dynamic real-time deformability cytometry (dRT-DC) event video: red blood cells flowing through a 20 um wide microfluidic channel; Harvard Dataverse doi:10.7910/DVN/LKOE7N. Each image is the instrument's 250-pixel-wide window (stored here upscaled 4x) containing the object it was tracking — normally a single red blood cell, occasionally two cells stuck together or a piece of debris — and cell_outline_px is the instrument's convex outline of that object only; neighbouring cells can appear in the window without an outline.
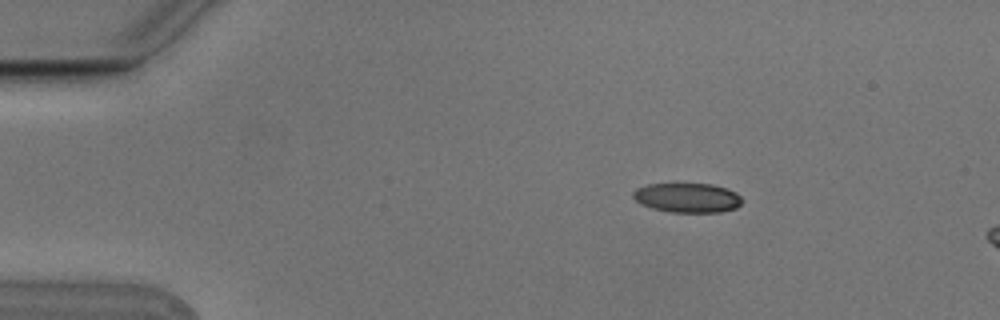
{"species": "Egyptian fruit bat (a non-hibernating species)", "species_latin": "Rousettus aegyptiacus", "temperature_condition": "cold", "stored_images_in_passage": 4, "camera_frame_rate_fps": 3000, "um_per_image_px": 0.085, "animal": {"sex": "male"}, "frame": {"image": 1, "passage_image": 2, "time_ms": 0.333, "image_size_px": [1000, 320], "cell_outline_px": [[740, 204], [736, 208], [720, 212], [672, 212], [652, 208], [640, 204], [632, 196], [632, 192], [636, 188], [648, 184], [676, 180], [712, 184], [736, 192], [740, 196]], "centroid_in_image_um": [58.36, 16.75], "position_along_channel_um": 26.6, "area_um2": 19.54}}